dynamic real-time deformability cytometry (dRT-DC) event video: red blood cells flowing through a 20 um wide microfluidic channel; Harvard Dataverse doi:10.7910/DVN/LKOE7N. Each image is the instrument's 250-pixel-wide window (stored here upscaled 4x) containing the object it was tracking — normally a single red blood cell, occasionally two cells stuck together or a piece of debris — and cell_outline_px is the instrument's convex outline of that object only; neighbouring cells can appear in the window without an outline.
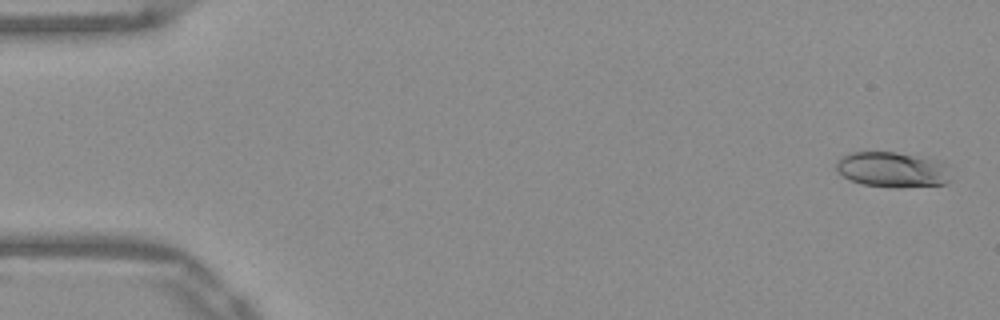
{"species": "Egyptian fruit bat (a non-hibernating species)", "species_latin": "Rousettus aegyptiacus", "temperature_condition": "warm", "stored_images_in_passage": 49, "camera_frame_rate_fps": 3000, "um_per_image_px": 0.085, "frame": {"image": 1, "passage_image": 2, "time_ms": 0.333, "image_size_px": [1000, 320], "cell_outline_px": [[952, 180], [944, 184], [896, 188], [892, 188], [864, 184], [852, 180], [844, 176], [836, 168], [836, 160], [852, 152], [896, 152], [944, 160]], "centroid_in_image_um": [75.93, 14.41], "position_along_channel_um": 9.1, "area_um2": 23.81}}
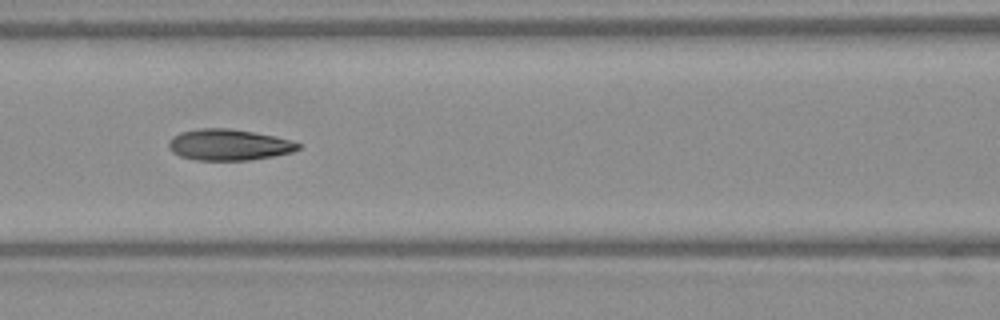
{"frame": {"image": 2, "passage_image": 23, "time_ms": 7.333, "image_size_px": [1000, 320], "cell_outline_px": [[300, 148], [292, 152], [272, 156], [248, 160], [196, 160], [180, 156], [172, 152], [168, 148], [168, 140], [172, 136], [180, 132], [196, 128], [228, 128], [276, 136], [300, 144]], "centroid_in_image_um": [19.38, 12.3], "position_along_channel_um": 147.2, "area_um2": 23.52}}
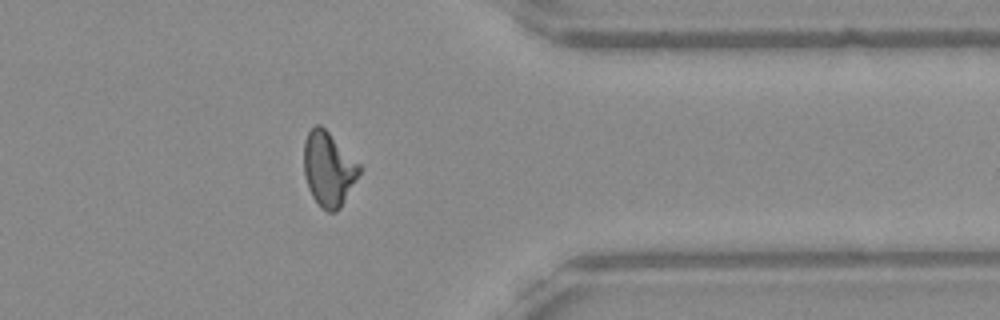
{"frame": {"image": 3, "passage_image": 42, "time_ms": 13.667, "image_size_px": [1000, 320], "cell_outline_px": [[360, 172], [340, 208], [336, 212], [328, 212], [320, 208], [312, 196], [308, 188], [304, 176], [304, 140], [308, 132], [316, 124], [320, 124], [360, 164]], "centroid_in_image_um": [27.9, 14.38], "position_along_channel_um": 383.5, "area_um2": 23.87}, "authors_computed_cell_mechanics": {"area_um2": 23.409, "velocity_mm_per_s": 3.9268, "shape_relaxation_time_tau1_ms": 11.0506, "shape_relaxation_time_tau2_ms": 2.3954, "deformation_change_tau1": 0.2895, "deformation_change_tau2": 0.0907}}